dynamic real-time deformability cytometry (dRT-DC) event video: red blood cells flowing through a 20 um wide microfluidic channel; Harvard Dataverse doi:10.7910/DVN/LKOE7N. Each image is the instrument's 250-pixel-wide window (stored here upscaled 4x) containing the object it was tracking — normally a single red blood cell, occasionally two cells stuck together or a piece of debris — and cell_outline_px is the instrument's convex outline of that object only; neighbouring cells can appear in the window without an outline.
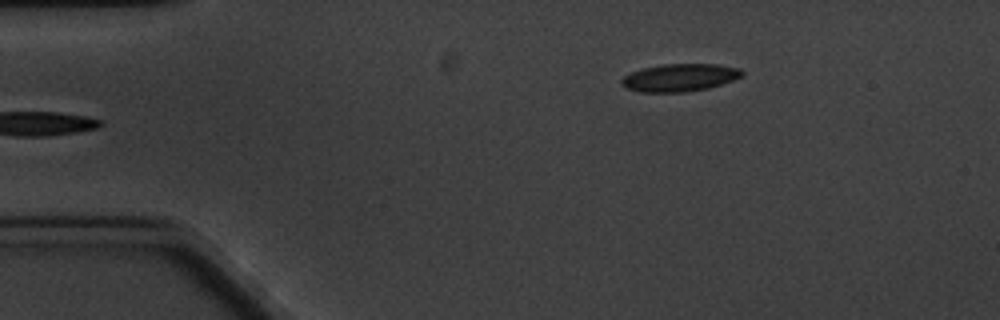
{"species": "common noctule bat (a hibernating species)", "species_latin": "Nyctalus noctula", "temperature_condition": "cold", "stored_images_in_passage": 5, "camera_frame_rate_fps": 3000, "um_per_image_px": 0.085, "animal": {"sex": "male", "body_mass_g": 20.1, "forearm_length_mm": 53.5}, "frame": {"image": 1, "passage_image": 5, "time_ms": 4.333, "image_size_px": [1000, 320], "cell_outline_px": [[744, 76], [708, 88], [684, 92], [640, 92], [628, 88], [620, 84], [620, 80], [624, 76], [640, 68], [664, 64], [716, 64], [740, 68], [744, 72]], "centroid_in_image_um": [57.77, 6.59], "position_along_channel_um": 27.2, "area_um2": 19.42}}